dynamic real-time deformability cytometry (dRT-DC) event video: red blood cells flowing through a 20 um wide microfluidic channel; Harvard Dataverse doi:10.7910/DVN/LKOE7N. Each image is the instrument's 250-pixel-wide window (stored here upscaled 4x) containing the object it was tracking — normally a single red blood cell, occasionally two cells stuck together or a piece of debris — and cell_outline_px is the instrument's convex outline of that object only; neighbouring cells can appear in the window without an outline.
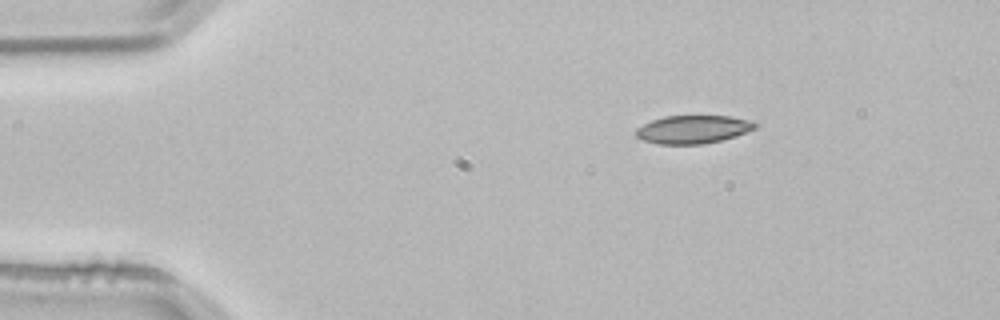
{"species": "common noctule bat (a hibernating species)", "species_latin": "Nyctalus noctula", "temperature_condition": "room temperature", "stored_images_in_passage": 2, "camera_frame_rate_fps": 3000, "um_per_image_px": 0.085, "animal": {"sex": "male", "body_mass_g": 21.5, "forearm_length_mm": 52.0}, "frame": {"image": 1, "passage_image": 1, "time_ms": 0.0, "image_size_px": [1000, 320], "cell_outline_px": [[760, 124], [756, 128], [736, 136], [704, 144], [656, 144], [644, 140], [636, 136], [636, 128], [652, 120], [664, 116], [728, 116], [752, 120]], "centroid_in_image_um": [58.94, 10.99], "position_along_channel_um": 26.1, "area_um2": 19.59}}